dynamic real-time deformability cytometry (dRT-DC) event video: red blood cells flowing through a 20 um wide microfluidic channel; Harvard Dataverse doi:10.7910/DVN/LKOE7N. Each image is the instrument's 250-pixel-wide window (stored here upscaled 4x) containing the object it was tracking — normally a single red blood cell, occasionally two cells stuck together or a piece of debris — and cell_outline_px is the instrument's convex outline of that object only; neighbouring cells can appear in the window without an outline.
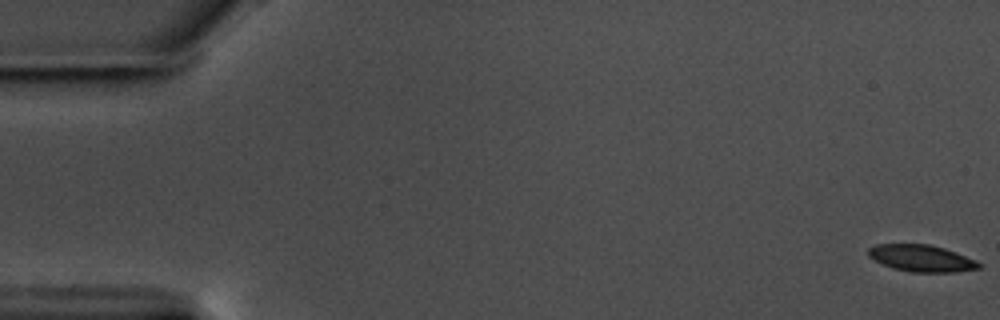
{"species": "common noctule bat (a hibernating species)", "species_latin": "Nyctalus noctula", "temperature_condition": "warm", "stored_images_in_passage": 58, "camera_frame_rate_fps": 3000, "um_per_image_px": 0.085, "animal": {"sex": "male", "body_mass_g": 17.5, "forearm_length_mm": 52.3}, "frame": {"image": 1, "passage_image": 1, "time_ms": 0.0, "image_size_px": [1000, 320], "cell_outline_px": [[984, 264], [980, 268], [956, 272], [912, 272], [892, 268], [868, 256], [868, 248], [876, 244], [928, 244], [944, 248], [976, 260]], "centroid_in_image_um": [78.35, 21.95], "position_along_channel_um": 6.6, "area_um2": 17.22}}
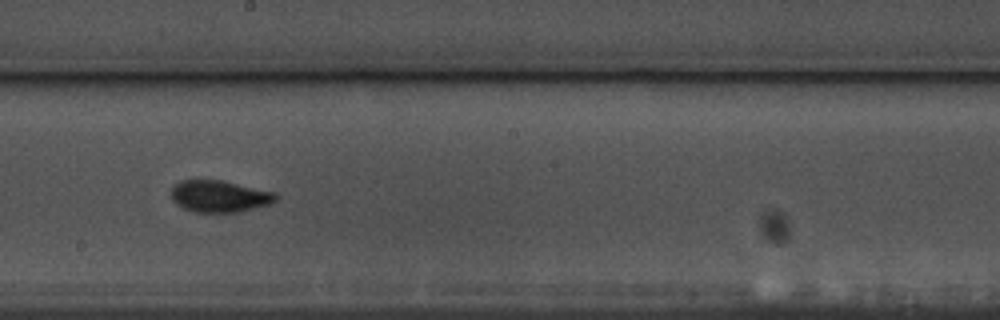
{"frame": {"image": 2, "passage_image": 33, "time_ms": 10.667, "image_size_px": [1000, 320], "cell_outline_px": [[280, 196], [276, 200], [268, 204], [240, 212], [192, 212], [176, 204], [172, 200], [172, 188], [180, 180], [220, 180], [276, 192]], "centroid_in_image_um": [18.67, 16.69], "position_along_channel_um": 229.5, "area_um2": 19.36}}
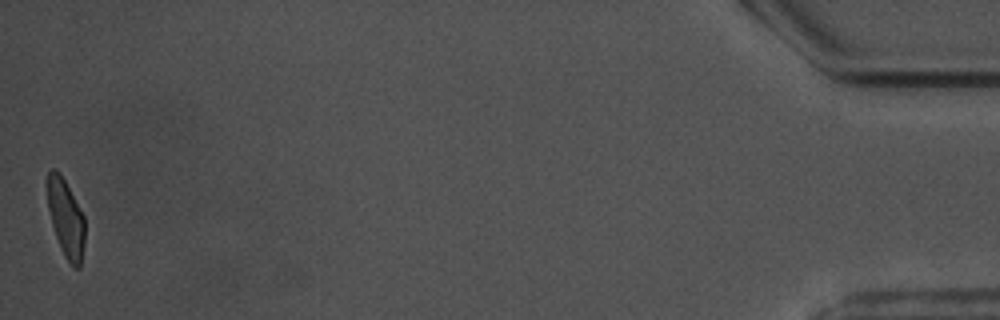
{"frame": {"image": 3, "passage_image": 58, "time_ms": 19.0, "image_size_px": [1000, 320], "cell_outline_px": [[84, 244], [80, 268], [72, 268], [64, 256], [60, 248], [52, 224], [48, 208], [48, 172], [52, 168], [56, 168], [60, 172], [84, 216]], "centroid_in_image_um": [5.6, 18.59], "position_along_channel_um": 429.6, "area_um2": 16.88}, "authors_computed_cell_mechanics": {"area_um2": 18.3804, "velocity_mm_per_s": 3.5728, "shape_relaxation_time_tau1_ms": 2.9978, "shape_relaxation_time_tau2_ms": 1.3758, "deformation_change_tau1": 0.1408, "deformation_change_tau2": 0.0742}}